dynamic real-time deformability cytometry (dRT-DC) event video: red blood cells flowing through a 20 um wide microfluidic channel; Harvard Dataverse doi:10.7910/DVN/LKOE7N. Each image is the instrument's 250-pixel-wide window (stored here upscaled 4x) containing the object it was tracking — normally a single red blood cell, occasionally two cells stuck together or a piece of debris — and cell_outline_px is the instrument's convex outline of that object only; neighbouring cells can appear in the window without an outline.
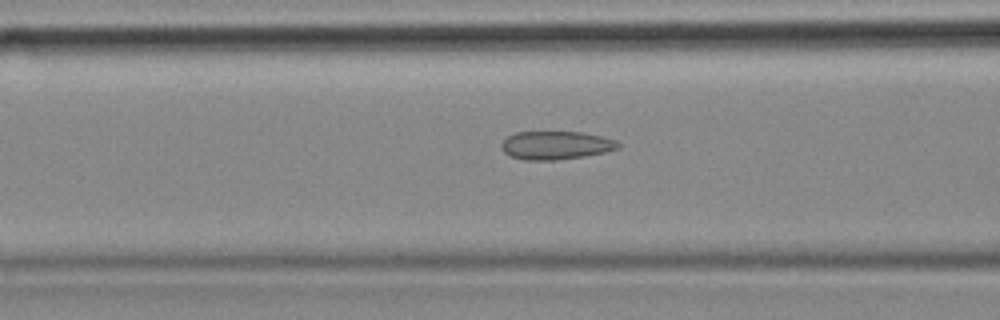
{"species": "common noctule bat (a hibernating species)", "species_latin": "Nyctalus noctula", "temperature_condition": "cold", "stored_images_in_passage": 48, "camera_frame_rate_fps": 3000, "um_per_image_px": 0.085, "animal": {"sex": "female", "body_mass_g": 18.4}, "frame": {"image": 1, "passage_image": 14, "time_ms": 4.333, "image_size_px": [1000, 320], "cell_outline_px": [[620, 148], [604, 152], [584, 156], [556, 160], [524, 160], [512, 156], [504, 152], [500, 148], [500, 144], [508, 136], [516, 132], [580, 132], [600, 136], [616, 140], [620, 144]], "centroid_in_image_um": [47.23, 12.35], "position_along_channel_um": 119.4, "area_um2": 19.19}, "authors_computed_cell_mechanics": {"area_um2": 19.1896, "velocity_mm_per_s": 3.5631, "shape_relaxation_time_tau1_ms": null, "shape_relaxation_time_tau2_ms": 2.0615, "deformation_change_tau1": null, "deformation_change_tau2": 0.0986}}